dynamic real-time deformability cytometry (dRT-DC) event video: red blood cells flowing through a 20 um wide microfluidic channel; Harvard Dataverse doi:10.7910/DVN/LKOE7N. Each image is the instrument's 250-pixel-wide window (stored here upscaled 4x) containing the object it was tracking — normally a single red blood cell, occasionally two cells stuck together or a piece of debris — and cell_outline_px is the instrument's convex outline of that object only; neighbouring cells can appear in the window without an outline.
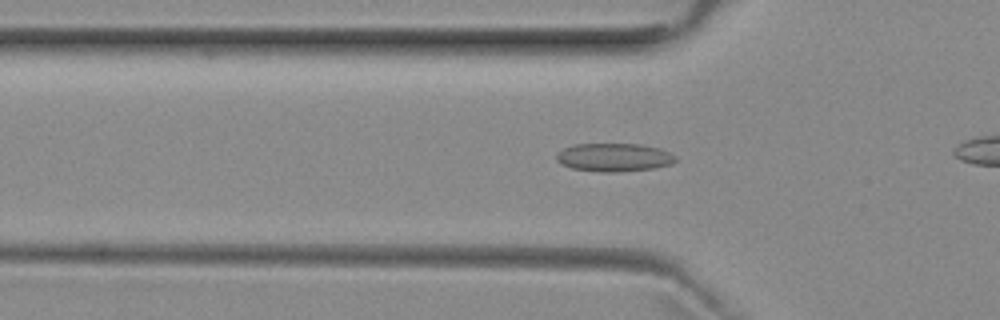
{"species": "common noctule bat (a hibernating species)", "species_latin": "Nyctalus noctula", "temperature_condition": "room temperature", "stored_images_in_passage": 42, "camera_frame_rate_fps": 3000, "um_per_image_px": 0.085, "animal": {"sex": "female", "body_mass_g": 29.2, "forearm_length_mm": 56.3}, "frame": {"image": 1, "passage_image": 17, "time_ms": 5.333, "image_size_px": [1000, 320], "cell_outline_px": [[676, 160], [672, 164], [656, 168], [616, 172], [600, 172], [572, 168], [560, 164], [556, 160], [556, 152], [572, 144], [640, 144], [660, 148], [676, 156]], "centroid_in_image_um": [52.17, 13.37], "position_along_channel_um": 73.6, "area_um2": 19.83}}
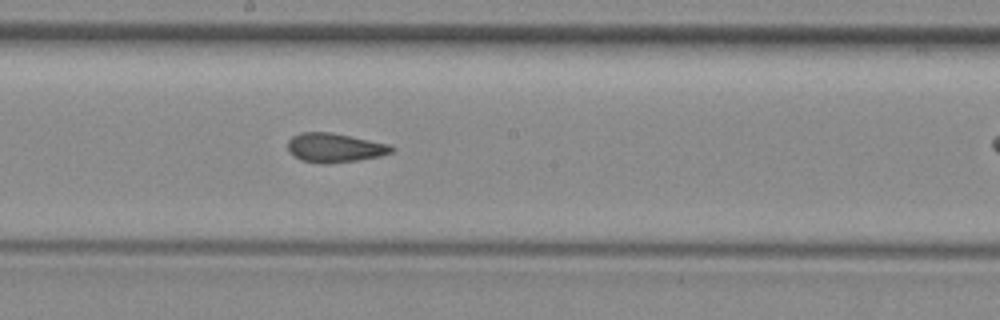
{"frame": {"image": 2, "passage_image": 28, "time_ms": 9.0, "image_size_px": [1000, 320], "cell_outline_px": [[396, 148], [392, 152], [380, 156], [356, 160], [328, 164], [320, 164], [300, 160], [288, 152], [288, 140], [292, 136], [300, 132], [332, 132], [392, 144]], "centroid_in_image_um": [28.45, 12.55], "position_along_channel_um": 219.7, "area_um2": 17.98}}
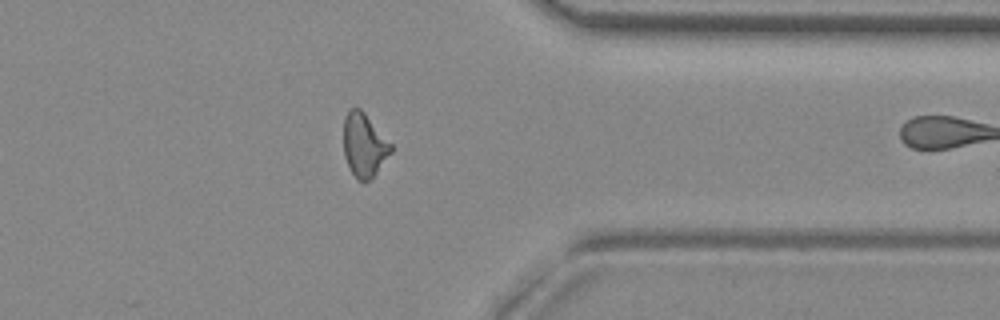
{"frame": {"image": 3, "passage_image": 41, "time_ms": 13.333, "image_size_px": [1000, 320], "cell_outline_px": [[392, 152], [376, 172], [368, 180], [356, 180], [344, 156], [344, 116], [348, 108], [360, 108], [364, 112], [392, 144]], "centroid_in_image_um": [30.94, 12.3], "position_along_channel_um": 380.5, "area_um2": 17.4}}